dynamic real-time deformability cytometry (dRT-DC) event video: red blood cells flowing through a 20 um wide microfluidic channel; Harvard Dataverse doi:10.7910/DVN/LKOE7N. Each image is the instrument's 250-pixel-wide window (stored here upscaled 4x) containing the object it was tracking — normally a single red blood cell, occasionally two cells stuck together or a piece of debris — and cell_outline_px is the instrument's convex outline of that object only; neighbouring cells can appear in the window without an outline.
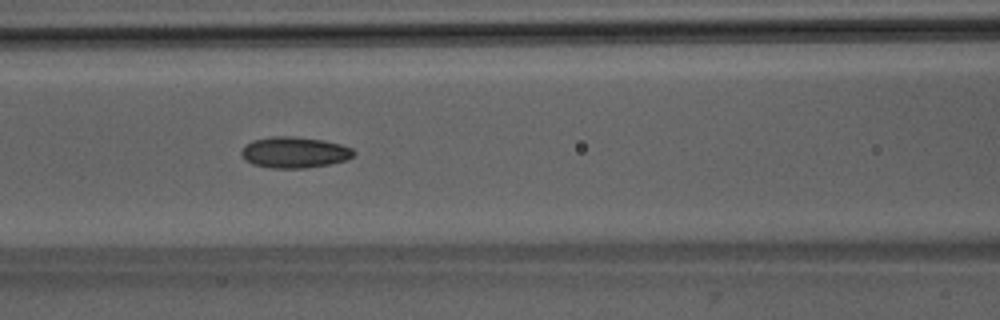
{"species": "Egyptian fruit bat (a non-hibernating species)", "species_latin": "Rousettus aegyptiacus", "temperature_condition": "room temperature", "stored_images_in_passage": 22, "camera_frame_rate_fps": 3000, "um_per_image_px": 0.085, "animal": {"sex": "male"}, "frame": {"image": 1, "passage_image": 10, "time_ms": 3.0, "image_size_px": [1000, 320], "cell_outline_px": [[356, 152], [348, 160], [328, 164], [304, 168], [272, 168], [252, 164], [244, 160], [240, 152], [252, 140], [272, 136], [292, 136], [324, 140], [340, 144], [352, 148]], "centroid_in_image_um": [25.03, 12.95], "position_along_channel_um": 141.6, "area_um2": 20.35}}